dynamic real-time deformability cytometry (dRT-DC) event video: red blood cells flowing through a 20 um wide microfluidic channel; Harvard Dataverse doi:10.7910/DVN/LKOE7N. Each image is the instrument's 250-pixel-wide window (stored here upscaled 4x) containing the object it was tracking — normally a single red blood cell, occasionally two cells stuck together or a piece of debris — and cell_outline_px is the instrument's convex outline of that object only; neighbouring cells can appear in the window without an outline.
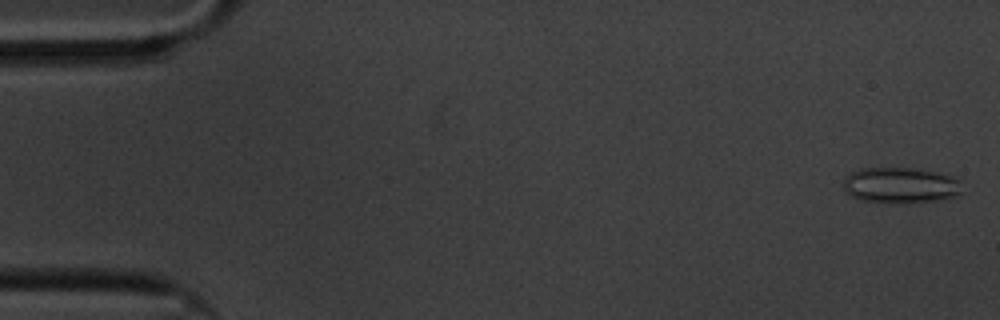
{"species": "common noctule bat (a hibernating species)", "species_latin": "Nyctalus noctula", "temperature_condition": "cold", "stored_images_in_passage": 59, "camera_frame_rate_fps": 3000, "um_per_image_px": 0.085, "animal": {"sex": "male", "body_mass_g": 20.1, "forearm_length_mm": 53.5}, "frame": {"image": 1, "passage_image": 2, "time_ms": 0.333, "image_size_px": [1000, 320], "cell_outline_px": [[960, 192], [956, 196], [936, 200], [908, 204], [860, 200], [852, 196], [844, 188], [844, 176], [860, 168], [912, 168], [936, 172], [952, 176], [960, 180]], "centroid_in_image_um": [76.54, 15.75], "position_along_channel_um": 8.5, "area_um2": 24.8}}
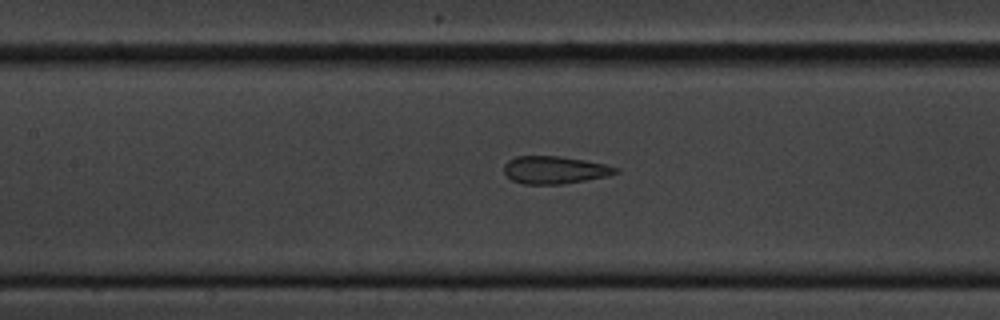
{"frame": {"image": 2, "passage_image": 27, "time_ms": 8.667, "image_size_px": [1000, 320], "cell_outline_px": [[620, 172], [608, 176], [560, 184], [524, 184], [512, 180], [504, 172], [504, 164], [508, 160], [516, 156], [560, 156], [608, 164], [620, 168]], "centroid_in_image_um": [47.18, 14.43], "position_along_channel_um": 160.2, "area_um2": 18.03}}
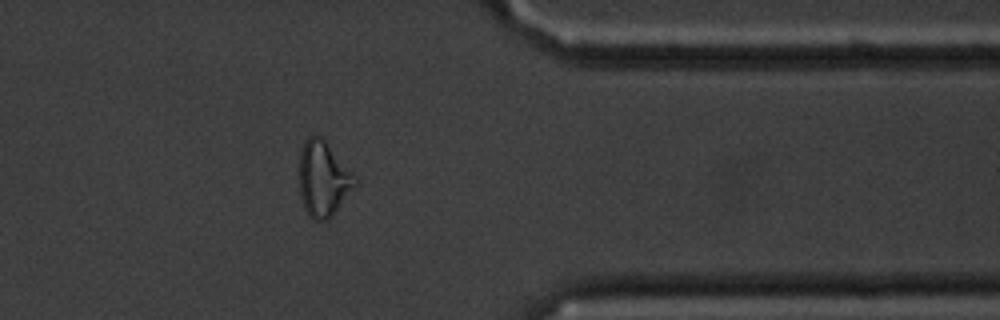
{"frame": {"image": 3, "passage_image": 48, "time_ms": 15.667, "image_size_px": [1000, 320], "cell_outline_px": [[360, 180], [332, 216], [328, 220], [312, 220], [308, 216], [304, 208], [300, 196], [300, 152], [304, 140], [308, 136], [320, 136], [324, 140]], "centroid_in_image_um": [27.48, 15.23], "position_along_channel_um": 383.9, "area_um2": 24.45}, "authors_computed_cell_mechanics": {"area_um2": 21.1548, "velocity_mm_per_s": 3.3868, "shape_relaxation_time_tau1_ms": null, "shape_relaxation_time_tau2_ms": 1.1943, "deformation_change_tau1": null, "deformation_change_tau2": 0.1017}}